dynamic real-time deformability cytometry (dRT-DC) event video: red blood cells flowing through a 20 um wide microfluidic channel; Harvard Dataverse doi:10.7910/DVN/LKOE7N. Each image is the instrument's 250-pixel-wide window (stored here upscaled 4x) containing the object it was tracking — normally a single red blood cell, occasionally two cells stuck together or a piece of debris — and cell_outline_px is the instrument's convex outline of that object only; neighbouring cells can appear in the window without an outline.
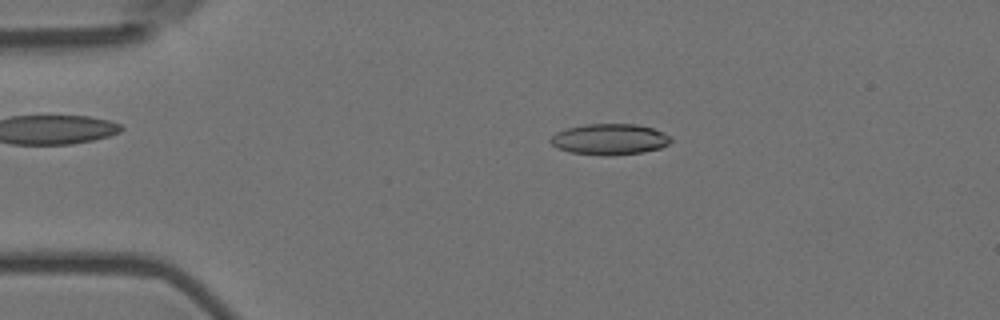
{"species": "Egyptian fruit bat (a non-hibernating species)", "species_latin": "Rousettus aegyptiacus", "temperature_condition": "room temperature", "stored_images_in_passage": 6, "camera_frame_rate_fps": 3000, "um_per_image_px": 0.085, "animal": {"sex": "female"}, "frame": {"image": 1, "passage_image": 4, "time_ms": 1.0, "image_size_px": [1000, 320], "cell_outline_px": [[672, 140], [668, 144], [660, 148], [644, 152], [612, 156], [572, 152], [556, 148], [548, 140], [556, 132], [564, 128], [588, 124], [636, 124], [652, 128], [672, 136]], "centroid_in_image_um": [51.82, 11.84], "position_along_channel_um": 33.2, "area_um2": 21.79}}
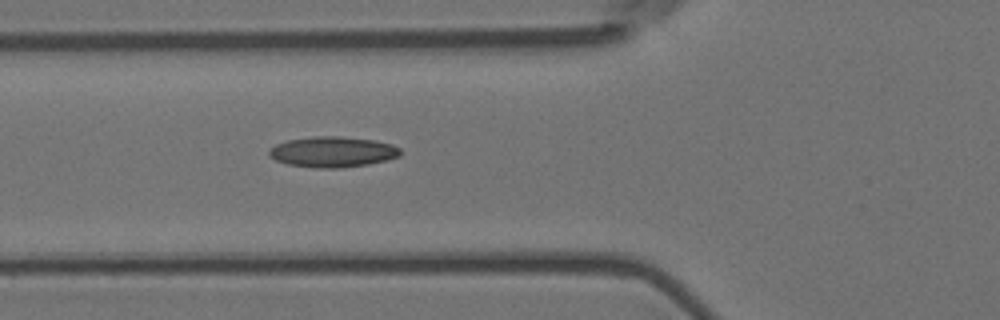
{"frame": {"image": 2, "passage_image": 6, "time_ms": 1.667, "image_size_px": [1000, 320], "cell_outline_px": [[400, 156], [388, 160], [368, 164], [340, 168], [316, 168], [288, 164], [276, 160], [268, 156], [268, 152], [276, 144], [288, 140], [316, 136], [340, 136], [376, 140], [392, 144], [400, 148]], "centroid_in_image_um": [28.3, 12.91], "position_along_channel_um": 97.5, "area_um2": 23.47}}